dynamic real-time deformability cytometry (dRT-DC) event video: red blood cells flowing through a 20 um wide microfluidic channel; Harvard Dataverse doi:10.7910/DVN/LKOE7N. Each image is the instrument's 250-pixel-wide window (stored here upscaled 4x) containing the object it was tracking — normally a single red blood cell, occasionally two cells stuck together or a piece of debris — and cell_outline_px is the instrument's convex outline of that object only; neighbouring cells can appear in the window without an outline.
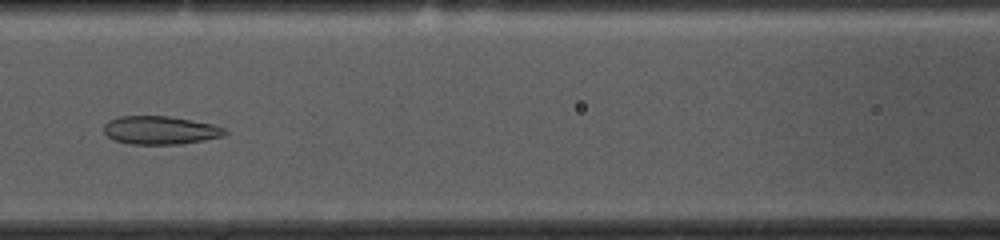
{"species": "common noctule bat (a hibernating species)", "species_latin": "Nyctalus noctula", "temperature_condition": "cold", "stored_images_in_passage": 52, "camera_frame_rate_fps": 3000, "um_per_image_px": 0.085, "animal": {"sex": "female", "body_mass_g": 10.0, "forearm_length_mm": 53.1}, "frame": {"image": 1, "passage_image": 21, "time_ms": 6.667, "image_size_px": [1000, 240], "cell_outline_px": [[228, 132], [224, 136], [180, 144], [132, 144], [116, 140], [108, 136], [104, 132], [104, 124], [108, 120], [116, 116], [168, 116], [212, 124], [224, 128]], "centroid_in_image_um": [13.6, 11.06], "position_along_channel_um": 153.0, "area_um2": 19.83}}
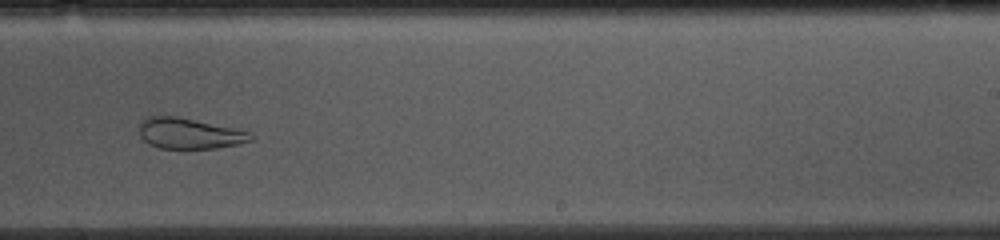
{"frame": {"image": 2, "passage_image": 31, "time_ms": 10.0, "image_size_px": [1000, 240], "cell_outline_px": [[256, 136], [252, 140], [236, 144], [216, 148], [160, 148], [148, 144], [140, 136], [140, 120], [148, 116], [176, 116], [252, 132]], "centroid_in_image_um": [16.09, 11.34], "position_along_channel_um": 272.9, "area_um2": 19.88}}
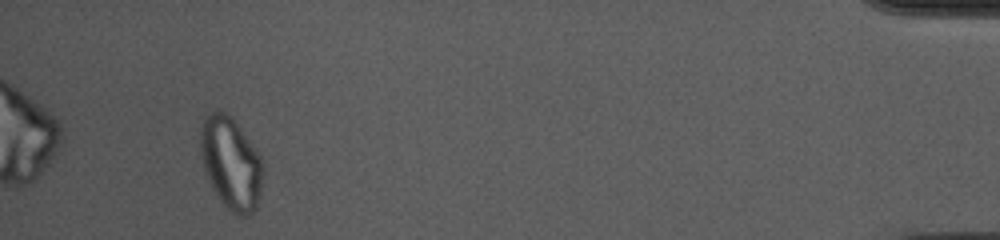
{"frame": {"image": 3, "passage_image": 49, "time_ms": 16.0, "image_size_px": [1000, 240], "cell_outline_px": [[264, 164], [260, 192], [256, 208], [248, 216], [240, 216], [232, 212], [220, 200], [212, 188], [204, 168], [200, 152], [200, 128], [208, 112], [216, 108], [224, 112], [240, 128], [260, 156]], "centroid_in_image_um": [19.62, 13.87], "position_along_channel_um": 415.6, "area_um2": 33.35}, "authors_computed_cell_mechanics": {"area_um2": 26.2123, "velocity_mm_per_s": 3.6038, "shape_relaxation_time_tau1_ms": null, "shape_relaxation_time_tau2_ms": 1.9117, "deformation_change_tau1": null, "deformation_change_tau2": 0.0808}}